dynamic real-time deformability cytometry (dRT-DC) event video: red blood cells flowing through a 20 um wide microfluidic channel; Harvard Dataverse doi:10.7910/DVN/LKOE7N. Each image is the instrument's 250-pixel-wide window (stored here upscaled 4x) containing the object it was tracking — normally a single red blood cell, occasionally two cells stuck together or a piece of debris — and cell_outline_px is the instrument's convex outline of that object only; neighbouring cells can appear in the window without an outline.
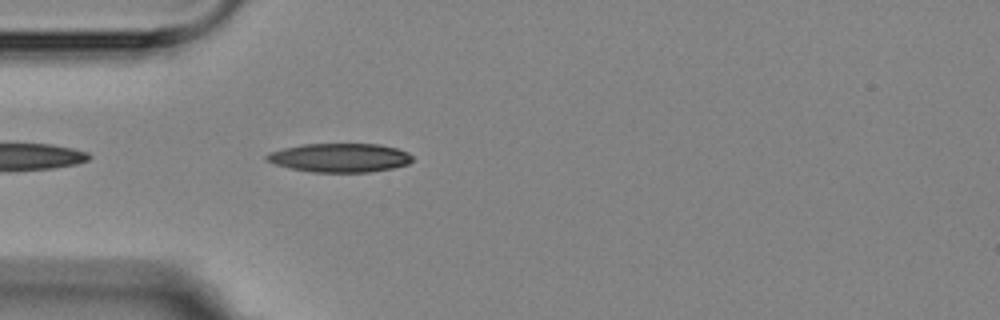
{"species": "Egyptian fruit bat (a non-hibernating species)", "species_latin": "Rousettus aegyptiacus", "temperature_condition": "room temperature", "stored_images_in_passage": 4, "camera_frame_rate_fps": 3000, "um_per_image_px": 0.085, "animal": {"sex": "female"}, "frame": {"image": 1, "passage_image": 4, "time_ms": 4.333, "image_size_px": [1000, 320], "cell_outline_px": [[412, 160], [408, 164], [392, 168], [368, 172], [312, 172], [288, 168], [264, 160], [264, 156], [268, 152], [300, 144], [380, 144], [396, 148], [408, 152], [412, 156]], "centroid_in_image_um": [28.84, 13.4], "position_along_channel_um": 56.2, "area_um2": 24.62}}